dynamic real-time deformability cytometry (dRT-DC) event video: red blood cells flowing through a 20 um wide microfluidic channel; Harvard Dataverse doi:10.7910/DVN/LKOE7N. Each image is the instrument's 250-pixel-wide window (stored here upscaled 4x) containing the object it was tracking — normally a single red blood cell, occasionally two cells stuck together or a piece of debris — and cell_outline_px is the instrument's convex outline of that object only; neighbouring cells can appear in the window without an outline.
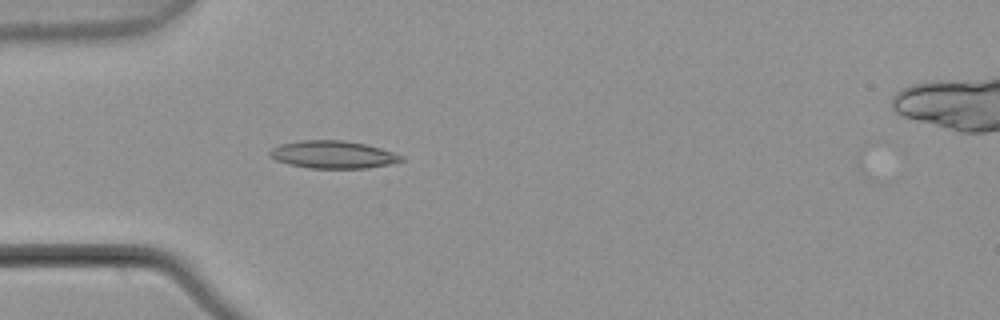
{"species": "common noctule bat (a hibernating species)", "species_latin": "Nyctalus noctula", "temperature_condition": "warm", "stored_images_in_passage": 2, "camera_frame_rate_fps": 3000, "um_per_image_px": 0.085, "animal": {"sex": "male", "body_mass_g": 21.5, "forearm_length_mm": 52.0}, "frame": {"image": 1, "passage_image": 2, "time_ms": 0.333, "image_size_px": [1000, 320], "cell_outline_px": [[404, 160], [388, 164], [368, 168], [308, 168], [288, 164], [276, 160], [268, 156], [268, 152], [272, 148], [280, 144], [300, 140], [344, 140], [364, 144], [380, 148], [404, 156]], "centroid_in_image_um": [28.26, 13.14], "position_along_channel_um": 56.7, "area_um2": 21.15}}